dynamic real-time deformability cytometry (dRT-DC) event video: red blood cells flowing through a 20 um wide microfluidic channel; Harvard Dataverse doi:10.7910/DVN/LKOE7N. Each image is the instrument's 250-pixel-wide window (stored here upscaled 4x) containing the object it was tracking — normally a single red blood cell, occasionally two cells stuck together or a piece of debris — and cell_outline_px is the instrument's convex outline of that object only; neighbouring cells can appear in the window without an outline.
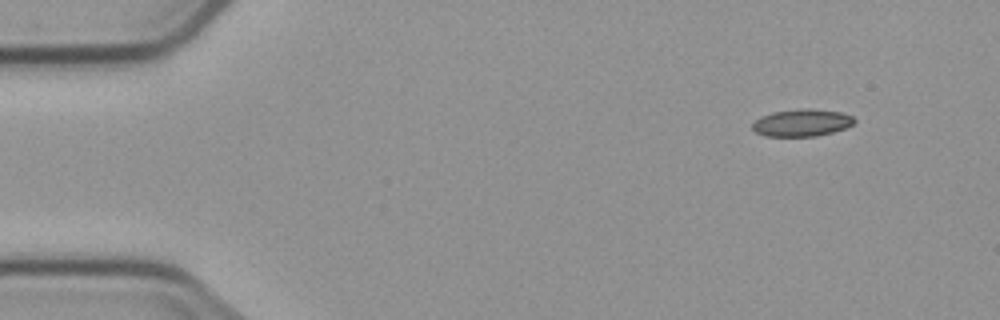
{"species": "common noctule bat (a hibernating species)", "species_latin": "Nyctalus noctula", "temperature_condition": "cold", "stored_images_in_passage": 6, "camera_frame_rate_fps": 3000, "um_per_image_px": 0.085, "animal": {"sex": "male", "body_mass_g": 23.1, "forearm_length_mm": 52.7}, "frame": {"image": 1, "passage_image": 1, "time_ms": 0.0, "image_size_px": [1000, 320], "cell_outline_px": [[856, 120], [852, 124], [844, 128], [832, 132], [816, 136], [764, 136], [756, 132], [752, 128], [752, 124], [760, 116], [772, 112], [800, 108], [808, 108], [840, 112], [852, 116]], "centroid_in_image_um": [68.13, 10.42], "position_along_channel_um": 16.9, "area_um2": 16.13}}
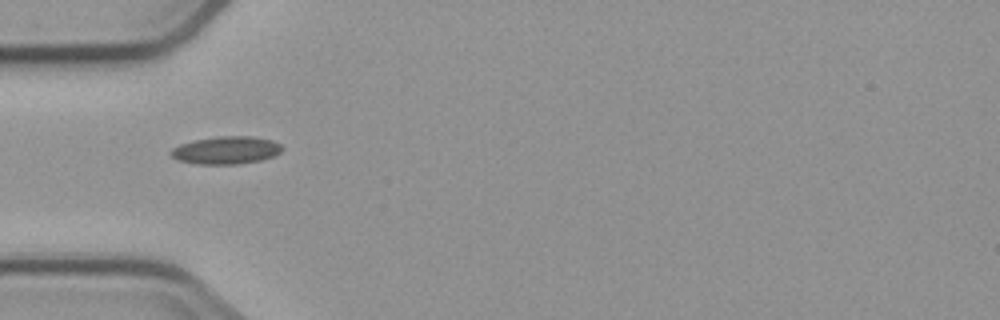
{"frame": {"image": 2, "passage_image": 4, "time_ms": 4.0, "image_size_px": [1000, 320], "cell_outline_px": [[284, 148], [280, 152], [272, 156], [260, 160], [240, 164], [196, 164], [180, 160], [172, 156], [168, 152], [172, 148], [180, 144], [196, 140], [220, 136], [252, 136], [272, 140], [280, 144]], "centroid_in_image_um": [19.23, 12.77], "position_along_channel_um": 65.8, "area_um2": 17.86}}
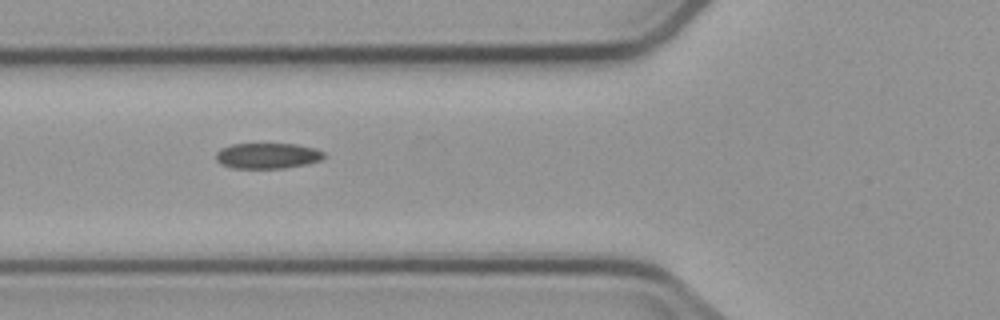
{"frame": {"image": 3, "passage_image": 5, "time_ms": 5.0, "image_size_px": [1000, 320], "cell_outline_px": [[324, 156], [320, 160], [304, 164], [284, 168], [232, 168], [220, 164], [216, 160], [216, 152], [220, 148], [232, 144], [296, 144], [316, 148], [324, 152]], "centroid_in_image_um": [22.7, 13.23], "position_along_channel_um": 103.1, "area_um2": 16.13}}